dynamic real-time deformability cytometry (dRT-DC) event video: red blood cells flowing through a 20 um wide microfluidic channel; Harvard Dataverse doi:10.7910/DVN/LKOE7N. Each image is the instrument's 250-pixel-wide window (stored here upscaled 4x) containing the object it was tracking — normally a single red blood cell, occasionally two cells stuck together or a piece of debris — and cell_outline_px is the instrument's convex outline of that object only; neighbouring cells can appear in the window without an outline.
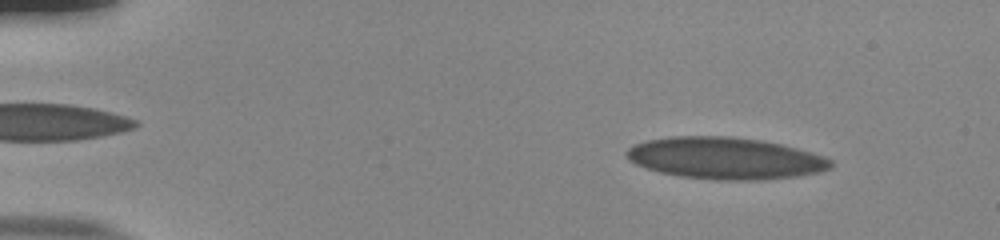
{"species": "human", "species_latin": "Homo sapiens", "temperature_condition": "room temperature", "stored_images_in_passage": 53, "camera_frame_rate_fps": 3000, "um_per_image_px": 0.085, "donor": {"sex": "male"}, "frame": {"image": 1, "passage_image": 6, "time_ms": 1.667, "image_size_px": [1000, 240], "cell_outline_px": [[832, 168], [816, 172], [796, 176], [760, 180], [716, 180], [680, 176], [660, 172], [636, 164], [628, 160], [624, 152], [632, 144], [648, 140], [676, 136], [728, 136], [760, 140], [780, 144], [796, 148], [824, 156], [832, 160]], "centroid_in_image_um": [61.62, 13.45], "position_along_channel_um": 23.4, "area_um2": 49.59}}
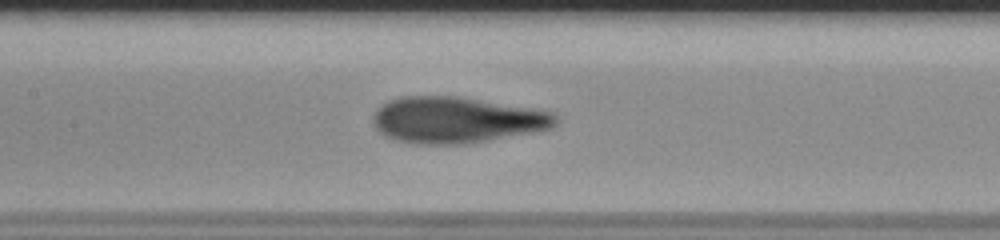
{"frame": {"image": 2, "passage_image": 26, "time_ms": 8.333, "image_size_px": [1000, 240], "cell_outline_px": [[556, 124], [552, 128], [532, 132], [460, 144], [412, 144], [396, 140], [384, 136], [376, 128], [376, 112], [384, 104], [392, 100], [404, 96], [456, 96], [552, 112], [556, 116]], "centroid_in_image_um": [38.79, 10.2], "position_along_channel_um": 168.6, "area_um2": 48.03}}
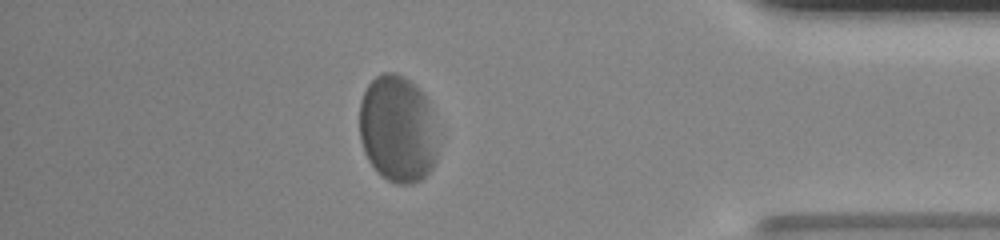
{"frame": {"image": 3, "passage_image": 47, "time_ms": 15.333, "image_size_px": [1000, 240], "cell_outline_px": [[436, 160], [432, 168], [420, 180], [412, 184], [396, 184], [380, 176], [376, 172], [368, 160], [364, 152], [360, 140], [360, 104], [364, 92], [368, 84], [376, 76], [384, 72], [396, 72], [404, 76], [416, 84], [424, 96], [428, 104], [436, 152]], "centroid_in_image_um": [33.73, 10.98], "position_along_channel_um": 401.5, "area_um2": 48.55}, "authors_computed_cell_mechanics": {"area_um2": 48.4364, "velocity_mm_per_s": 3.7459, "shape_relaxation_time_tau1_ms": 3.6249, "shape_relaxation_time_tau2_ms": null, "deformation_change_tau1": 0.1332, "deformation_change_tau2": null}}